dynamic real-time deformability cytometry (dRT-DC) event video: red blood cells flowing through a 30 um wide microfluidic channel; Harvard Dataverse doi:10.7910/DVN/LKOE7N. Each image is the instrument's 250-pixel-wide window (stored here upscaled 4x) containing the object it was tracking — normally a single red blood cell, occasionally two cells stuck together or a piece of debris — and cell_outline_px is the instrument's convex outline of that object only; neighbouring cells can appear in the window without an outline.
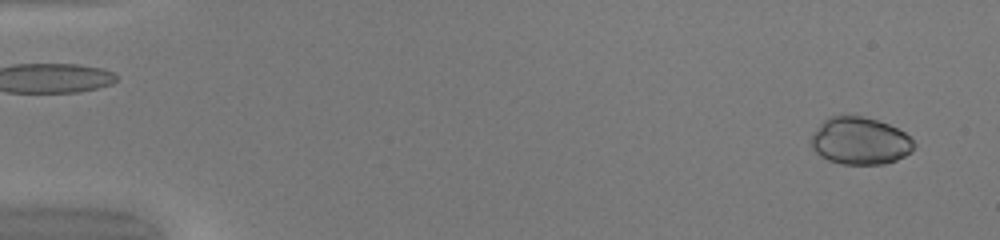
{"species": "common noctule bat (a hibernating species)", "species_latin": "Nyctalus noctula", "temperature_condition": "warm", "stored_images_in_passage": 49, "camera_frame_rate_fps": 3000, "um_per_image_px": 0.085, "animal": {"sex": "female", "body_mass_g": 20.0, "forearm_length_mm": 54.0}, "frame": {"image": 1, "passage_image": 2, "time_ms": 0.333, "image_size_px": [1000, 240], "cell_outline_px": [[916, 144], [912, 152], [896, 160], [884, 164], [840, 164], [828, 160], [820, 156], [812, 148], [812, 136], [816, 128], [828, 116], [840, 112], [860, 116], [876, 120], [888, 124], [904, 132]], "centroid_in_image_um": [73.08, 11.95], "position_along_channel_um": 11.9, "area_um2": 28.73}}
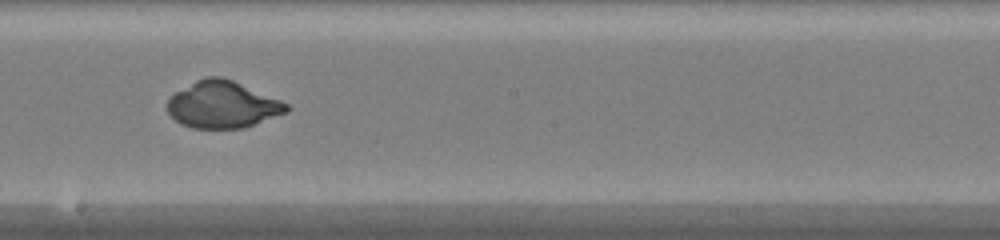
{"frame": {"image": 2, "passage_image": 28, "time_ms": 9.0, "image_size_px": [1000, 240], "cell_outline_px": [[292, 108], [288, 112], [244, 128], [192, 128], [180, 124], [168, 112], [168, 100], [176, 92], [196, 80], [208, 76], [220, 76], [232, 80], [280, 100], [288, 104]], "centroid_in_image_um": [18.94, 8.9], "position_along_channel_um": 229.3, "area_um2": 32.31}}
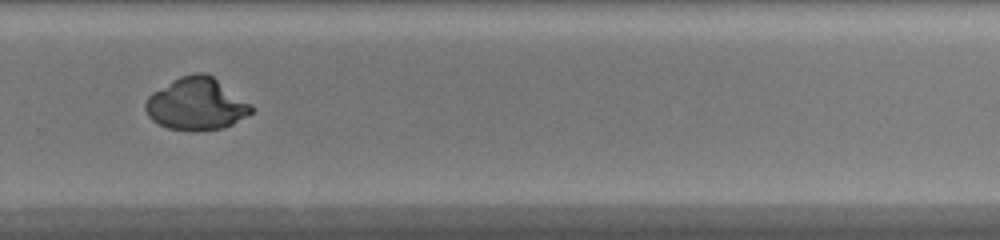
{"frame": {"image": 3, "passage_image": 34, "time_ms": 11.0, "image_size_px": [1000, 240], "cell_outline_px": [[256, 108], [252, 112], [232, 124], [224, 128], [196, 132], [188, 132], [168, 128], [152, 120], [148, 116], [144, 108], [144, 104], [148, 96], [152, 92], [172, 80], [180, 76], [196, 72], [204, 72], [212, 76], [252, 104]], "centroid_in_image_um": [16.68, 8.86], "position_along_channel_um": 313.1, "area_um2": 32.6}}